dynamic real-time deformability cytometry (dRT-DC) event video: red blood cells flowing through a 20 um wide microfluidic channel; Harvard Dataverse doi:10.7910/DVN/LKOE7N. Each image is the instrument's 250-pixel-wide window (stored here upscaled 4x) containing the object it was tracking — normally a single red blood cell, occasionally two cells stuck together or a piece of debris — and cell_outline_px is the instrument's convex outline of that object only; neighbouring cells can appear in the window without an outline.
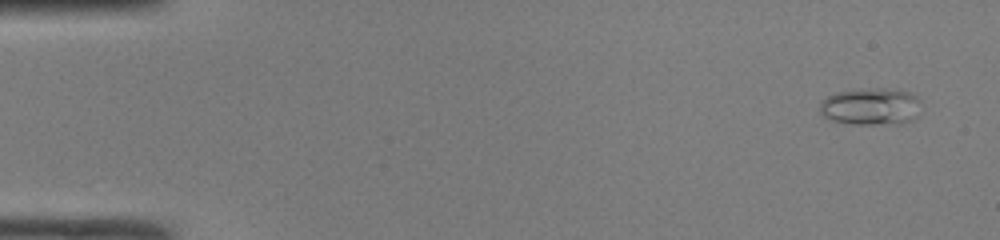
{"species": "common noctule bat (a hibernating species)", "species_latin": "Nyctalus noctula", "temperature_condition": "room temperature", "stored_images_in_passage": 47, "camera_frame_rate_fps": 3000, "um_per_image_px": 0.085, "animal": {"sex": "male", "body_mass_g": 19.0, "forearm_length_mm": 50.8}, "frame": {"image": 1, "passage_image": 1, "time_ms": 0.0, "image_size_px": [1000, 240], "cell_outline_px": [[920, 100], [916, 116], [912, 120], [900, 124], [852, 124], [832, 120], [824, 116], [820, 112], [820, 100], [836, 92], [868, 88], [884, 88], [908, 92], [916, 96]], "centroid_in_image_um": [74.0, 9.05], "position_along_channel_um": 11.0, "area_um2": 21.91}}
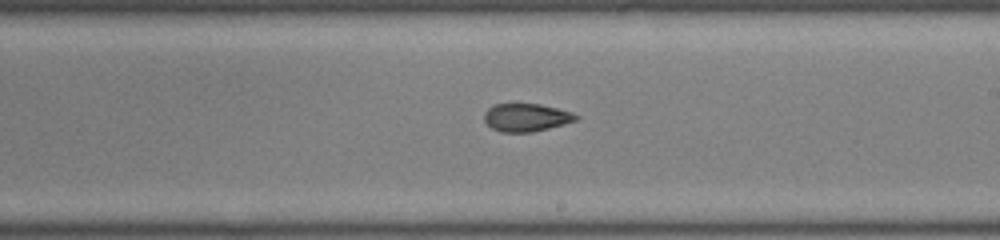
{"frame": {"image": 2, "passage_image": 27, "time_ms": 8.667, "image_size_px": [1000, 240], "cell_outline_px": [[580, 116], [576, 120], [564, 124], [532, 132], [500, 132], [492, 128], [484, 120], [484, 112], [488, 108], [496, 104], [540, 104], [572, 112]], "centroid_in_image_um": [44.72, 9.98], "position_along_channel_um": 244.3, "area_um2": 14.85}}
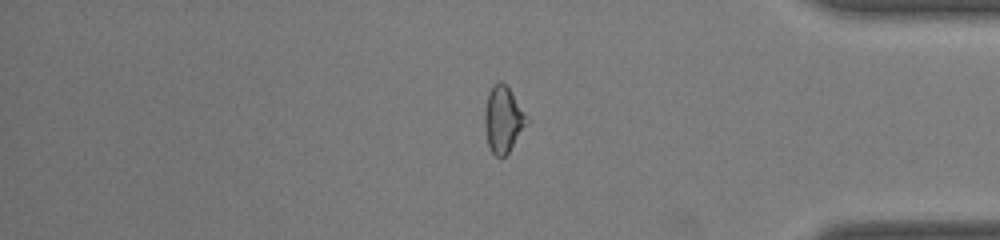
{"frame": {"image": 3, "passage_image": 39, "time_ms": 12.667, "image_size_px": [1000, 240], "cell_outline_px": [[528, 124], [508, 152], [504, 156], [496, 156], [492, 152], [488, 144], [484, 128], [484, 108], [488, 92], [492, 84], [496, 80], [500, 80], [508, 88], [524, 112], [528, 120]], "centroid_in_image_um": [42.73, 10.12], "position_along_channel_um": 392.5, "area_um2": 16.18}, "authors_computed_cell_mechanics": {"area_um2": 16.184, "velocity_mm_per_s": 4.2417, "shape_relaxation_time_tau1_ms": null, "shape_relaxation_time_tau2_ms": 2.4706, "deformation_change_tau1": null, "deformation_change_tau2": 0.0953}}